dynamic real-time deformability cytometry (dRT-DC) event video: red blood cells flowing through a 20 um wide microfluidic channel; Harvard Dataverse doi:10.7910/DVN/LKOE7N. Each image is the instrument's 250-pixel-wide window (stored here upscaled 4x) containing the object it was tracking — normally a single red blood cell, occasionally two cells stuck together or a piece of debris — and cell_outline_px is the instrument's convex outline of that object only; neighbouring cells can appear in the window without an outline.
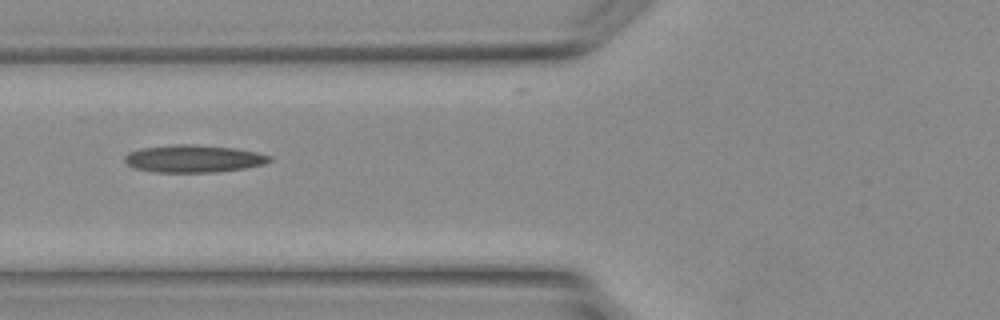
{"species": "Egyptian fruit bat (a non-hibernating species)", "species_latin": "Rousettus aegyptiacus", "temperature_condition": "warm", "stored_images_in_passage": 25, "camera_frame_rate_fps": 3000, "um_per_image_px": 0.085, "animal": {"sex": "female"}, "frame": {"image": 1, "passage_image": 4, "time_ms": 1.0, "image_size_px": [1000, 320], "cell_outline_px": [[272, 160], [264, 164], [244, 168], [216, 172], [152, 172], [132, 168], [124, 160], [124, 156], [128, 152], [140, 148], [180, 144], [188, 144], [236, 148], [260, 152], [272, 156]], "centroid_in_image_um": [16.46, 13.49], "position_along_channel_um": 109.3, "area_um2": 23.35}}